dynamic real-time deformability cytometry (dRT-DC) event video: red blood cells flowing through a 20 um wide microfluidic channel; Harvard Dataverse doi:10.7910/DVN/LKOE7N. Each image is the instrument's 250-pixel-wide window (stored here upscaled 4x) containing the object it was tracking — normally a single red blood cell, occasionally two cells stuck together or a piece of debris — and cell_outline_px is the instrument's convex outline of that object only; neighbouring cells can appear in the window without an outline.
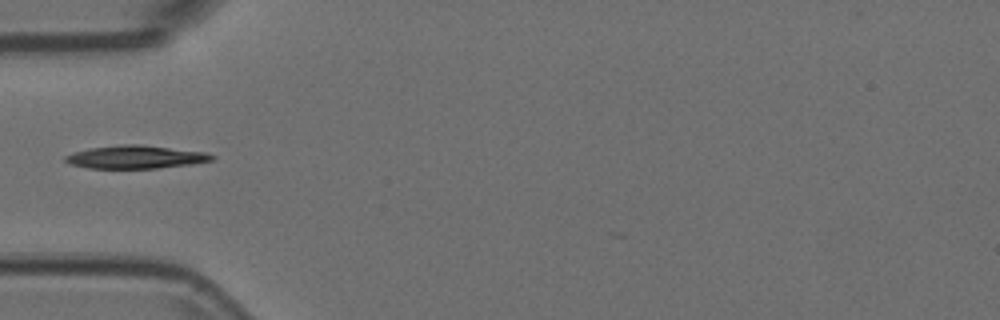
{"species": "Egyptian fruit bat (a non-hibernating species)", "species_latin": "Rousettus aegyptiacus", "temperature_condition": "room temperature", "stored_images_in_passage": 31, "camera_frame_rate_fps": 3000, "um_per_image_px": 0.085, "animal": {"sex": "female"}, "frame": {"image": 1, "passage_image": 1, "time_ms": 0.0, "image_size_px": [1000, 320], "cell_outline_px": [[216, 156], [212, 160], [192, 164], [156, 168], [88, 168], [72, 164], [64, 160], [64, 156], [76, 152], [92, 148], [124, 144], [140, 144], [204, 152]], "centroid_in_image_um": [11.55, 13.35], "position_along_channel_um": 73.4, "area_um2": 19.36}}
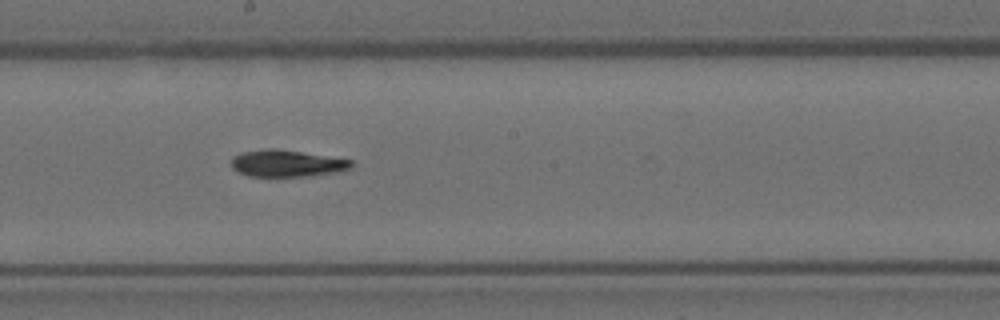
{"frame": {"image": 2, "passage_image": 13, "time_ms": 4.0, "image_size_px": [1000, 320], "cell_outline_px": [[352, 168], [336, 172], [312, 176], [248, 176], [236, 172], [232, 168], [232, 156], [244, 152], [268, 148], [276, 148], [352, 160]], "centroid_in_image_um": [24.36, 13.89], "position_along_channel_um": 223.8, "area_um2": 18.73}}
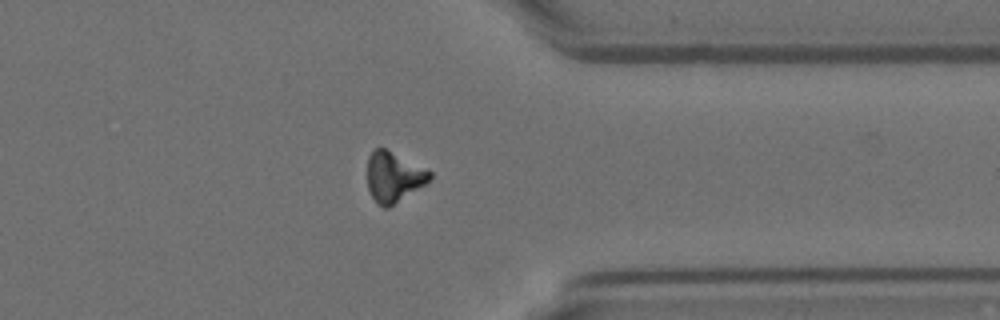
{"frame": {"image": 3, "passage_image": 26, "time_ms": 8.333, "image_size_px": [1000, 320], "cell_outline_px": [[432, 180], [388, 208], [384, 208], [372, 196], [368, 188], [368, 156], [372, 148], [384, 148], [432, 172]], "centroid_in_image_um": [33.46, 15.03], "position_along_channel_um": 377.9, "area_um2": 18.03}}